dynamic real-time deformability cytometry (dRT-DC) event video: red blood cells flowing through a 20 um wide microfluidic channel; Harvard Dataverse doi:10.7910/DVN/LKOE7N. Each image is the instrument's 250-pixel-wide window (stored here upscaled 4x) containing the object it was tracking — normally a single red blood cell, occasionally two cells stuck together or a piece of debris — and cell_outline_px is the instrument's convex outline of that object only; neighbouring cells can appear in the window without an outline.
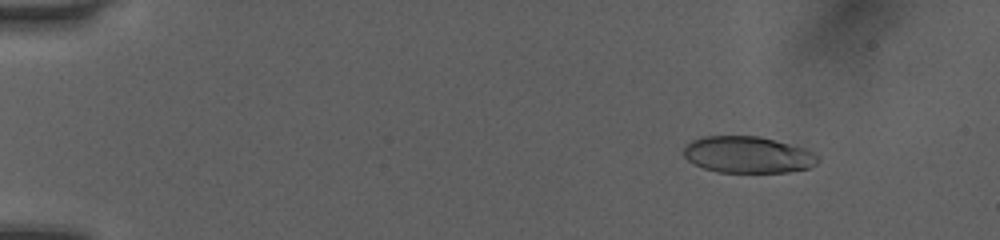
{"species": "human", "species_latin": "Homo sapiens", "temperature_condition": "room temperature", "stored_images_in_passage": 45, "camera_frame_rate_fps": 3000, "um_per_image_px": 0.085, "donor": {"sex": "female"}, "frame": {"image": 1, "passage_image": 6, "time_ms": 1.667, "image_size_px": [1000, 240], "cell_outline_px": [[820, 160], [816, 164], [808, 168], [788, 172], [716, 172], [704, 168], [688, 160], [684, 156], [684, 148], [692, 140], [700, 136], [760, 136], [804, 148], [820, 156]], "centroid_in_image_um": [63.58, 13.15], "position_along_channel_um": 21.4, "area_um2": 28.61}}
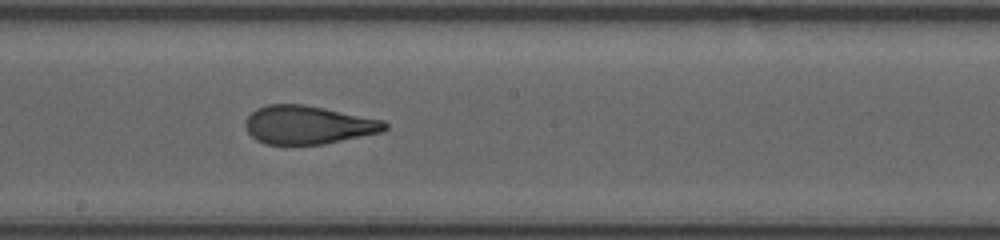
{"frame": {"image": 2, "passage_image": 26, "time_ms": 8.333, "image_size_px": [1000, 240], "cell_outline_px": [[388, 128], [384, 132], [324, 144], [264, 144], [256, 140], [248, 132], [244, 124], [244, 120], [256, 108], [264, 104], [304, 104], [384, 120], [388, 124]], "centroid_in_image_um": [26.19, 10.61], "position_along_channel_um": 222.0, "area_um2": 31.44}}
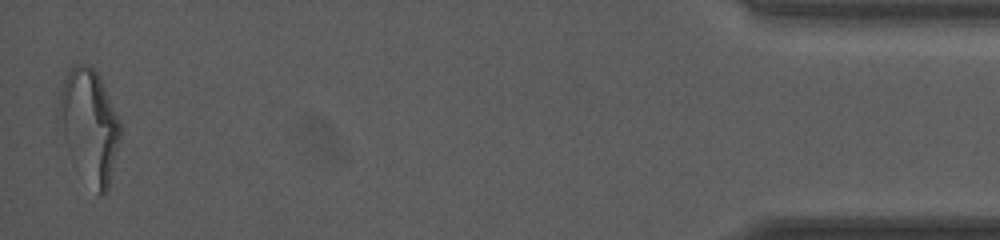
{"frame": {"image": 3, "passage_image": 45, "time_ms": 14.667, "image_size_px": [1000, 240], "cell_outline_px": [[120, 136], [108, 188], [104, 196], [100, 196], [56, 124], [56, 116], [60, 92], [64, 80], [72, 64], [88, 64], [100, 76], [120, 120]], "centroid_in_image_um": [7.6, 10.51], "position_along_channel_um": 427.6, "area_um2": 38.84}, "authors_computed_cell_mechanics": {"area_um2": 31.79, "velocity_mm_per_s": 4.0977, "shape_relaxation_time_tau1_ms": 5.3471, "shape_relaxation_time_tau2_ms": 0.6299, "deformation_change_tau1": 0.2395, "deformation_change_tau2": 0.0874}}